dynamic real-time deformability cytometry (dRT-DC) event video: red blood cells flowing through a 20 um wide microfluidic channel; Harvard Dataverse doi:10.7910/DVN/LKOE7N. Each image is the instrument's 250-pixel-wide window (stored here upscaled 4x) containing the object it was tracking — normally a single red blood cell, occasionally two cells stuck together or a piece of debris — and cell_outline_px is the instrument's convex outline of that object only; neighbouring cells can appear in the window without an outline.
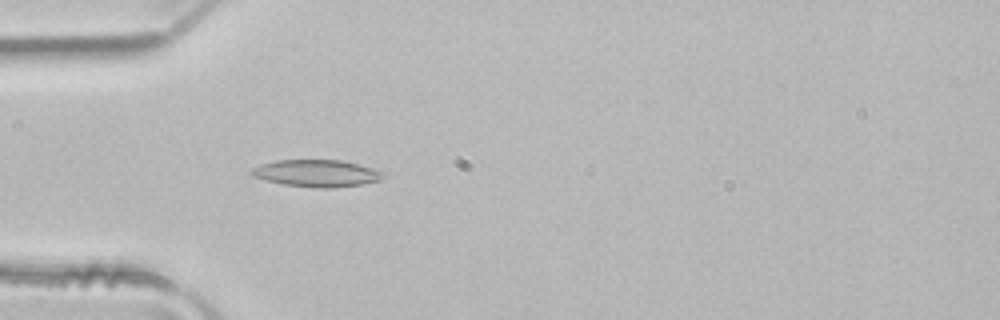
{"species": "common noctule bat (a hibernating species)", "species_latin": "Nyctalus noctula", "temperature_condition": "room temperature", "stored_images_in_passage": 50, "camera_frame_rate_fps": 3000, "um_per_image_px": 0.085, "animal": {"sex": "male", "body_mass_g": 21.5, "forearm_length_mm": 52.0}, "frame": {"image": 1, "passage_image": 15, "time_ms": 4.667, "image_size_px": [1000, 320], "cell_outline_px": [[388, 176], [380, 180], [360, 184], [328, 188], [316, 188], [284, 184], [252, 176], [248, 172], [252, 168], [260, 164], [276, 160], [340, 160], [356, 164], [380, 172]], "centroid_in_image_um": [26.85, 14.72], "position_along_channel_um": 58.1, "area_um2": 20.4}}
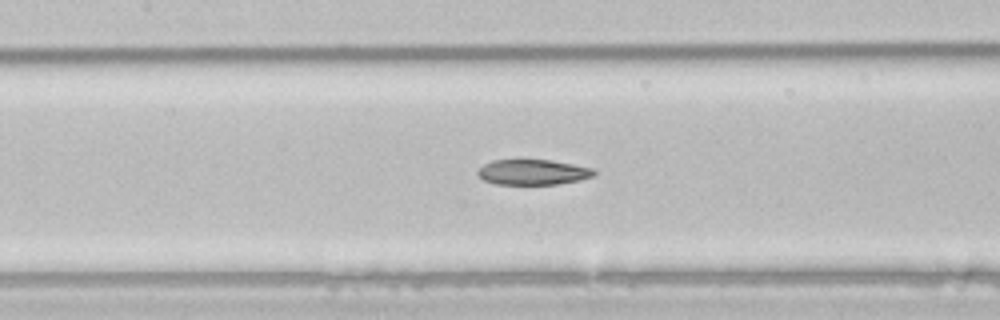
{"frame": {"image": 2, "passage_image": 23, "time_ms": 7.333, "image_size_px": [1000, 320], "cell_outline_px": [[596, 172], [592, 176], [580, 180], [556, 184], [496, 184], [484, 180], [476, 172], [484, 164], [492, 160], [552, 160], [592, 168]], "centroid_in_image_um": [45.28, 14.63], "position_along_channel_um": 162.1, "area_um2": 16.99}}
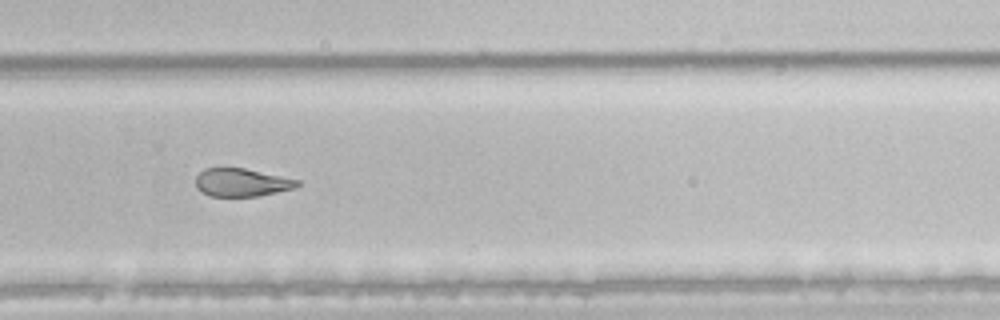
{"frame": {"image": 3, "passage_image": 34, "time_ms": 11.0, "image_size_px": [1000, 320], "cell_outline_px": [[300, 184], [292, 188], [276, 192], [256, 196], [212, 196], [196, 188], [196, 176], [204, 168], [244, 168], [300, 180]], "centroid_in_image_um": [20.52, 15.5], "position_along_channel_um": 309.3, "area_um2": 16.36}, "authors_computed_cell_mechanics": {"area_um2": 20.2011, "velocity_mm_per_s": 4.0341, "shape_relaxation_time_tau1_ms": 8.1395, "shape_relaxation_time_tau2_ms": 3.6372, "deformation_change_tau1": 0.2161, "deformation_change_tau2": 0.1193}}